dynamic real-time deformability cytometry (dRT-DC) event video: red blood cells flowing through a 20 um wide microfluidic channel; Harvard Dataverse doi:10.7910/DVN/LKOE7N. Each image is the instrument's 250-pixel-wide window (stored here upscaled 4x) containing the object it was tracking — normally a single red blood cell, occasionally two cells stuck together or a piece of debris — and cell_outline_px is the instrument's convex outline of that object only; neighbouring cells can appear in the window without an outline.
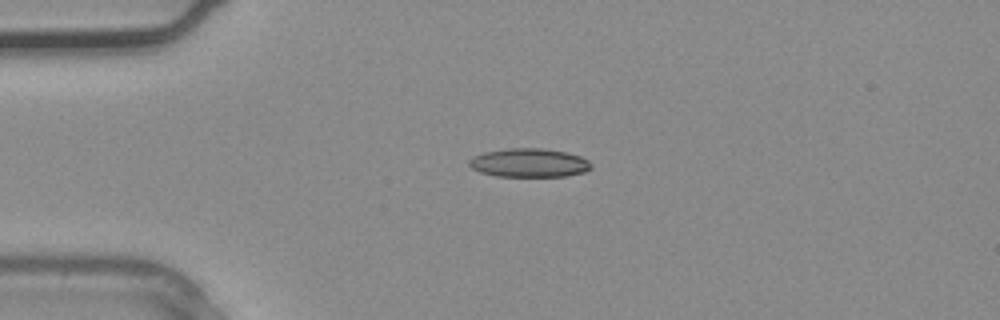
{"species": "common noctule bat (a hibernating species)", "species_latin": "Nyctalus noctula", "temperature_condition": "warm", "stored_images_in_passage": 2, "camera_frame_rate_fps": 3000, "um_per_image_px": 0.085, "animal": {"sex": "male", "body_mass_g": 20.4}, "frame": {"image": 1, "passage_image": 2, "time_ms": 0.333, "image_size_px": [1000, 320], "cell_outline_px": [[592, 168], [584, 172], [564, 176], [496, 176], [480, 172], [472, 168], [468, 164], [468, 160], [472, 156], [484, 152], [508, 148], [544, 148], [564, 152], [580, 156], [588, 160], [592, 164]], "centroid_in_image_um": [44.96, 13.83], "position_along_channel_um": 40.0, "area_um2": 20.46}}